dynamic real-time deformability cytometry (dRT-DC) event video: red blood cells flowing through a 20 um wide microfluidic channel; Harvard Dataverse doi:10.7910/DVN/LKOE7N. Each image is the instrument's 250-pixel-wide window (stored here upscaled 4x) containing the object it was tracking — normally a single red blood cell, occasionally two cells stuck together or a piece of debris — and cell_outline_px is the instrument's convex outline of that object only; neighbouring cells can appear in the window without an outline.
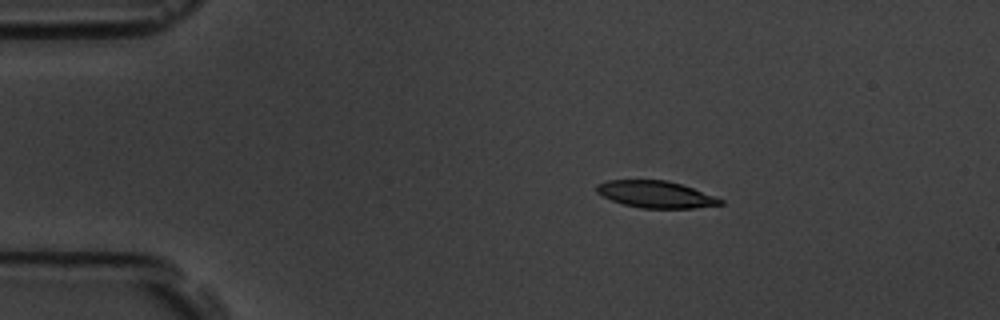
{"species": "common noctule bat (a hibernating species)", "species_latin": "Nyctalus noctula", "temperature_condition": "room temperature", "stored_images_in_passage": 3, "camera_frame_rate_fps": 3000, "um_per_image_px": 0.085, "animal": {"sex": "male", "body_mass_g": 19.5, "forearm_length_mm": 54.6}, "frame": {"image": 1, "passage_image": 1, "time_ms": 0.0, "image_size_px": [1000, 320], "cell_outline_px": [[724, 204], [692, 208], [640, 208], [624, 204], [612, 200], [596, 192], [596, 184], [608, 180], [664, 180], [680, 184], [692, 188], [724, 200]], "centroid_in_image_um": [55.72, 16.52], "position_along_channel_um": 29.3, "area_um2": 19.13}}